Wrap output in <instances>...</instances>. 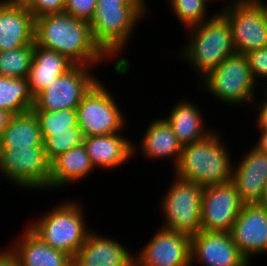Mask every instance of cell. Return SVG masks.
I'll return each mask as SVG.
<instances>
[{
    "label": "cell",
    "mask_w": 267,
    "mask_h": 266,
    "mask_svg": "<svg viewBox=\"0 0 267 266\" xmlns=\"http://www.w3.org/2000/svg\"><path fill=\"white\" fill-rule=\"evenodd\" d=\"M35 44L57 51L75 65L97 68L111 60L94 42L89 22L65 12L35 19Z\"/></svg>",
    "instance_id": "obj_1"
},
{
    "label": "cell",
    "mask_w": 267,
    "mask_h": 266,
    "mask_svg": "<svg viewBox=\"0 0 267 266\" xmlns=\"http://www.w3.org/2000/svg\"><path fill=\"white\" fill-rule=\"evenodd\" d=\"M144 15L146 13L136 3L128 0H97L90 28L94 42L111 61H117L113 65L118 75L129 73L130 61L116 57L123 55V49L127 48Z\"/></svg>",
    "instance_id": "obj_2"
},
{
    "label": "cell",
    "mask_w": 267,
    "mask_h": 266,
    "mask_svg": "<svg viewBox=\"0 0 267 266\" xmlns=\"http://www.w3.org/2000/svg\"><path fill=\"white\" fill-rule=\"evenodd\" d=\"M218 132L215 129L206 138L184 146L174 175L201 187L231 181L235 161L230 159V147Z\"/></svg>",
    "instance_id": "obj_3"
},
{
    "label": "cell",
    "mask_w": 267,
    "mask_h": 266,
    "mask_svg": "<svg viewBox=\"0 0 267 266\" xmlns=\"http://www.w3.org/2000/svg\"><path fill=\"white\" fill-rule=\"evenodd\" d=\"M187 30L190 38L178 55L198 73L199 79L236 53L230 24L220 12Z\"/></svg>",
    "instance_id": "obj_4"
},
{
    "label": "cell",
    "mask_w": 267,
    "mask_h": 266,
    "mask_svg": "<svg viewBox=\"0 0 267 266\" xmlns=\"http://www.w3.org/2000/svg\"><path fill=\"white\" fill-rule=\"evenodd\" d=\"M82 206L79 201L65 199L30 222L28 227L47 245L73 258L91 231Z\"/></svg>",
    "instance_id": "obj_5"
},
{
    "label": "cell",
    "mask_w": 267,
    "mask_h": 266,
    "mask_svg": "<svg viewBox=\"0 0 267 266\" xmlns=\"http://www.w3.org/2000/svg\"><path fill=\"white\" fill-rule=\"evenodd\" d=\"M199 83L220 103L243 107L252 106L256 101L258 84L251 73L247 56L241 53L228 56Z\"/></svg>",
    "instance_id": "obj_6"
},
{
    "label": "cell",
    "mask_w": 267,
    "mask_h": 266,
    "mask_svg": "<svg viewBox=\"0 0 267 266\" xmlns=\"http://www.w3.org/2000/svg\"><path fill=\"white\" fill-rule=\"evenodd\" d=\"M161 199V228L193 236L201 231V202L204 187L174 176Z\"/></svg>",
    "instance_id": "obj_7"
},
{
    "label": "cell",
    "mask_w": 267,
    "mask_h": 266,
    "mask_svg": "<svg viewBox=\"0 0 267 266\" xmlns=\"http://www.w3.org/2000/svg\"><path fill=\"white\" fill-rule=\"evenodd\" d=\"M117 101V102H116ZM83 137L122 132L127 121L106 84L98 81L76 108Z\"/></svg>",
    "instance_id": "obj_8"
},
{
    "label": "cell",
    "mask_w": 267,
    "mask_h": 266,
    "mask_svg": "<svg viewBox=\"0 0 267 266\" xmlns=\"http://www.w3.org/2000/svg\"><path fill=\"white\" fill-rule=\"evenodd\" d=\"M0 173L21 189L50 192L51 162L43 147L0 149Z\"/></svg>",
    "instance_id": "obj_9"
},
{
    "label": "cell",
    "mask_w": 267,
    "mask_h": 266,
    "mask_svg": "<svg viewBox=\"0 0 267 266\" xmlns=\"http://www.w3.org/2000/svg\"><path fill=\"white\" fill-rule=\"evenodd\" d=\"M93 68L74 65L34 97L32 110L59 111L77 108L84 96L99 81L92 72Z\"/></svg>",
    "instance_id": "obj_10"
},
{
    "label": "cell",
    "mask_w": 267,
    "mask_h": 266,
    "mask_svg": "<svg viewBox=\"0 0 267 266\" xmlns=\"http://www.w3.org/2000/svg\"><path fill=\"white\" fill-rule=\"evenodd\" d=\"M229 22L237 53L248 54L267 46V21L257 0H239L220 12Z\"/></svg>",
    "instance_id": "obj_11"
},
{
    "label": "cell",
    "mask_w": 267,
    "mask_h": 266,
    "mask_svg": "<svg viewBox=\"0 0 267 266\" xmlns=\"http://www.w3.org/2000/svg\"><path fill=\"white\" fill-rule=\"evenodd\" d=\"M244 204L232 181L204 187L201 202V230L231 232Z\"/></svg>",
    "instance_id": "obj_12"
},
{
    "label": "cell",
    "mask_w": 267,
    "mask_h": 266,
    "mask_svg": "<svg viewBox=\"0 0 267 266\" xmlns=\"http://www.w3.org/2000/svg\"><path fill=\"white\" fill-rule=\"evenodd\" d=\"M148 240L134 254L135 266H191V236L160 227Z\"/></svg>",
    "instance_id": "obj_13"
},
{
    "label": "cell",
    "mask_w": 267,
    "mask_h": 266,
    "mask_svg": "<svg viewBox=\"0 0 267 266\" xmlns=\"http://www.w3.org/2000/svg\"><path fill=\"white\" fill-rule=\"evenodd\" d=\"M191 266H250L230 232L200 231L191 236ZM198 261V262H197Z\"/></svg>",
    "instance_id": "obj_14"
},
{
    "label": "cell",
    "mask_w": 267,
    "mask_h": 266,
    "mask_svg": "<svg viewBox=\"0 0 267 266\" xmlns=\"http://www.w3.org/2000/svg\"><path fill=\"white\" fill-rule=\"evenodd\" d=\"M230 233L249 262L255 255H267V210L258 203L244 204Z\"/></svg>",
    "instance_id": "obj_15"
},
{
    "label": "cell",
    "mask_w": 267,
    "mask_h": 266,
    "mask_svg": "<svg viewBox=\"0 0 267 266\" xmlns=\"http://www.w3.org/2000/svg\"><path fill=\"white\" fill-rule=\"evenodd\" d=\"M96 232H89L85 243L73 256L72 266H135L134 254L127 246Z\"/></svg>",
    "instance_id": "obj_16"
},
{
    "label": "cell",
    "mask_w": 267,
    "mask_h": 266,
    "mask_svg": "<svg viewBox=\"0 0 267 266\" xmlns=\"http://www.w3.org/2000/svg\"><path fill=\"white\" fill-rule=\"evenodd\" d=\"M239 160L233 162L231 181L245 204L258 203L267 182V154L253 145Z\"/></svg>",
    "instance_id": "obj_17"
},
{
    "label": "cell",
    "mask_w": 267,
    "mask_h": 266,
    "mask_svg": "<svg viewBox=\"0 0 267 266\" xmlns=\"http://www.w3.org/2000/svg\"><path fill=\"white\" fill-rule=\"evenodd\" d=\"M121 133L83 137V144L96 170L118 169L137 156L138 147L135 142Z\"/></svg>",
    "instance_id": "obj_18"
},
{
    "label": "cell",
    "mask_w": 267,
    "mask_h": 266,
    "mask_svg": "<svg viewBox=\"0 0 267 266\" xmlns=\"http://www.w3.org/2000/svg\"><path fill=\"white\" fill-rule=\"evenodd\" d=\"M35 45V18L27 6L0 2V52Z\"/></svg>",
    "instance_id": "obj_19"
},
{
    "label": "cell",
    "mask_w": 267,
    "mask_h": 266,
    "mask_svg": "<svg viewBox=\"0 0 267 266\" xmlns=\"http://www.w3.org/2000/svg\"><path fill=\"white\" fill-rule=\"evenodd\" d=\"M25 228L13 245L8 246L20 266H72L69 254L50 247L28 226Z\"/></svg>",
    "instance_id": "obj_20"
},
{
    "label": "cell",
    "mask_w": 267,
    "mask_h": 266,
    "mask_svg": "<svg viewBox=\"0 0 267 266\" xmlns=\"http://www.w3.org/2000/svg\"><path fill=\"white\" fill-rule=\"evenodd\" d=\"M203 118L198 105L187 99L180 100L172 107L168 116H164L182 147L206 138L215 130L207 128Z\"/></svg>",
    "instance_id": "obj_21"
},
{
    "label": "cell",
    "mask_w": 267,
    "mask_h": 266,
    "mask_svg": "<svg viewBox=\"0 0 267 266\" xmlns=\"http://www.w3.org/2000/svg\"><path fill=\"white\" fill-rule=\"evenodd\" d=\"M144 132L138 145L140 155L150 160L170 158L175 168L183 147L167 121L162 117L154 119Z\"/></svg>",
    "instance_id": "obj_22"
},
{
    "label": "cell",
    "mask_w": 267,
    "mask_h": 266,
    "mask_svg": "<svg viewBox=\"0 0 267 266\" xmlns=\"http://www.w3.org/2000/svg\"><path fill=\"white\" fill-rule=\"evenodd\" d=\"M93 171L96 169L92 165L84 144L81 143L51 162L50 189H64L73 183H79Z\"/></svg>",
    "instance_id": "obj_23"
},
{
    "label": "cell",
    "mask_w": 267,
    "mask_h": 266,
    "mask_svg": "<svg viewBox=\"0 0 267 266\" xmlns=\"http://www.w3.org/2000/svg\"><path fill=\"white\" fill-rule=\"evenodd\" d=\"M75 64L57 51L34 45V54L27 79L31 94L38 93L65 74Z\"/></svg>",
    "instance_id": "obj_24"
},
{
    "label": "cell",
    "mask_w": 267,
    "mask_h": 266,
    "mask_svg": "<svg viewBox=\"0 0 267 266\" xmlns=\"http://www.w3.org/2000/svg\"><path fill=\"white\" fill-rule=\"evenodd\" d=\"M43 147L40 124L31 110L13 115L0 136V149Z\"/></svg>",
    "instance_id": "obj_25"
},
{
    "label": "cell",
    "mask_w": 267,
    "mask_h": 266,
    "mask_svg": "<svg viewBox=\"0 0 267 266\" xmlns=\"http://www.w3.org/2000/svg\"><path fill=\"white\" fill-rule=\"evenodd\" d=\"M33 106L27 77L0 76V109L17 115L31 111Z\"/></svg>",
    "instance_id": "obj_26"
},
{
    "label": "cell",
    "mask_w": 267,
    "mask_h": 266,
    "mask_svg": "<svg viewBox=\"0 0 267 266\" xmlns=\"http://www.w3.org/2000/svg\"><path fill=\"white\" fill-rule=\"evenodd\" d=\"M34 45L0 52V76L26 78L30 71Z\"/></svg>",
    "instance_id": "obj_27"
},
{
    "label": "cell",
    "mask_w": 267,
    "mask_h": 266,
    "mask_svg": "<svg viewBox=\"0 0 267 266\" xmlns=\"http://www.w3.org/2000/svg\"><path fill=\"white\" fill-rule=\"evenodd\" d=\"M170 1V2H169ZM170 9L185 29L199 25L212 18L208 16L206 0H169Z\"/></svg>",
    "instance_id": "obj_28"
},
{
    "label": "cell",
    "mask_w": 267,
    "mask_h": 266,
    "mask_svg": "<svg viewBox=\"0 0 267 266\" xmlns=\"http://www.w3.org/2000/svg\"><path fill=\"white\" fill-rule=\"evenodd\" d=\"M32 111L38 118L42 136L65 133L69 127L78 125L76 108L59 111Z\"/></svg>",
    "instance_id": "obj_29"
},
{
    "label": "cell",
    "mask_w": 267,
    "mask_h": 266,
    "mask_svg": "<svg viewBox=\"0 0 267 266\" xmlns=\"http://www.w3.org/2000/svg\"><path fill=\"white\" fill-rule=\"evenodd\" d=\"M42 138L43 148L50 162L69 149L83 143V135L78 125L69 127L65 133L51 134L42 136Z\"/></svg>",
    "instance_id": "obj_30"
},
{
    "label": "cell",
    "mask_w": 267,
    "mask_h": 266,
    "mask_svg": "<svg viewBox=\"0 0 267 266\" xmlns=\"http://www.w3.org/2000/svg\"><path fill=\"white\" fill-rule=\"evenodd\" d=\"M97 0H66L64 12L87 22L93 17Z\"/></svg>",
    "instance_id": "obj_31"
},
{
    "label": "cell",
    "mask_w": 267,
    "mask_h": 266,
    "mask_svg": "<svg viewBox=\"0 0 267 266\" xmlns=\"http://www.w3.org/2000/svg\"><path fill=\"white\" fill-rule=\"evenodd\" d=\"M251 73L259 85L260 78L267 81V46L246 54ZM259 80V81H258Z\"/></svg>",
    "instance_id": "obj_32"
},
{
    "label": "cell",
    "mask_w": 267,
    "mask_h": 266,
    "mask_svg": "<svg viewBox=\"0 0 267 266\" xmlns=\"http://www.w3.org/2000/svg\"><path fill=\"white\" fill-rule=\"evenodd\" d=\"M27 7L37 19L44 15L64 12L65 0H32Z\"/></svg>",
    "instance_id": "obj_33"
},
{
    "label": "cell",
    "mask_w": 267,
    "mask_h": 266,
    "mask_svg": "<svg viewBox=\"0 0 267 266\" xmlns=\"http://www.w3.org/2000/svg\"><path fill=\"white\" fill-rule=\"evenodd\" d=\"M257 101V102H256ZM254 103V107H258V115L256 118V128L258 131H267V103L264 100H259L257 99ZM259 104V105H258Z\"/></svg>",
    "instance_id": "obj_34"
},
{
    "label": "cell",
    "mask_w": 267,
    "mask_h": 266,
    "mask_svg": "<svg viewBox=\"0 0 267 266\" xmlns=\"http://www.w3.org/2000/svg\"><path fill=\"white\" fill-rule=\"evenodd\" d=\"M0 266H20L16 257L7 247L0 250Z\"/></svg>",
    "instance_id": "obj_35"
},
{
    "label": "cell",
    "mask_w": 267,
    "mask_h": 266,
    "mask_svg": "<svg viewBox=\"0 0 267 266\" xmlns=\"http://www.w3.org/2000/svg\"><path fill=\"white\" fill-rule=\"evenodd\" d=\"M254 146L267 154V131H259V138Z\"/></svg>",
    "instance_id": "obj_36"
},
{
    "label": "cell",
    "mask_w": 267,
    "mask_h": 266,
    "mask_svg": "<svg viewBox=\"0 0 267 266\" xmlns=\"http://www.w3.org/2000/svg\"><path fill=\"white\" fill-rule=\"evenodd\" d=\"M13 114L8 111L0 109V136L3 130L7 127L10 119L12 118Z\"/></svg>",
    "instance_id": "obj_37"
},
{
    "label": "cell",
    "mask_w": 267,
    "mask_h": 266,
    "mask_svg": "<svg viewBox=\"0 0 267 266\" xmlns=\"http://www.w3.org/2000/svg\"><path fill=\"white\" fill-rule=\"evenodd\" d=\"M32 0H0L1 3L8 5L28 6Z\"/></svg>",
    "instance_id": "obj_38"
},
{
    "label": "cell",
    "mask_w": 267,
    "mask_h": 266,
    "mask_svg": "<svg viewBox=\"0 0 267 266\" xmlns=\"http://www.w3.org/2000/svg\"><path fill=\"white\" fill-rule=\"evenodd\" d=\"M130 2L136 3L145 13H147L148 5L146 4V0H128Z\"/></svg>",
    "instance_id": "obj_39"
},
{
    "label": "cell",
    "mask_w": 267,
    "mask_h": 266,
    "mask_svg": "<svg viewBox=\"0 0 267 266\" xmlns=\"http://www.w3.org/2000/svg\"><path fill=\"white\" fill-rule=\"evenodd\" d=\"M258 204L267 210V182L265 185L264 193Z\"/></svg>",
    "instance_id": "obj_40"
},
{
    "label": "cell",
    "mask_w": 267,
    "mask_h": 266,
    "mask_svg": "<svg viewBox=\"0 0 267 266\" xmlns=\"http://www.w3.org/2000/svg\"><path fill=\"white\" fill-rule=\"evenodd\" d=\"M208 3H212V1L213 0H206ZM210 1V2H209ZM214 1H218V0H214ZM224 1V3L225 4H223L224 5V7L223 8H220V10L218 11V12H221V9L222 10H224V9H226V8H228L231 4H233V3H235V2H237V1H239V0H227V1H229V2H226V0H223Z\"/></svg>",
    "instance_id": "obj_41"
},
{
    "label": "cell",
    "mask_w": 267,
    "mask_h": 266,
    "mask_svg": "<svg viewBox=\"0 0 267 266\" xmlns=\"http://www.w3.org/2000/svg\"><path fill=\"white\" fill-rule=\"evenodd\" d=\"M260 4H261V6L263 7V11H264V14H265V16H266V21H267V2H263L262 0H257Z\"/></svg>",
    "instance_id": "obj_42"
},
{
    "label": "cell",
    "mask_w": 267,
    "mask_h": 266,
    "mask_svg": "<svg viewBox=\"0 0 267 266\" xmlns=\"http://www.w3.org/2000/svg\"><path fill=\"white\" fill-rule=\"evenodd\" d=\"M266 84H267V82L265 83V88H263V89H265L264 91V95H265V98L263 99L266 103H267V86H266Z\"/></svg>",
    "instance_id": "obj_43"
}]
</instances>
